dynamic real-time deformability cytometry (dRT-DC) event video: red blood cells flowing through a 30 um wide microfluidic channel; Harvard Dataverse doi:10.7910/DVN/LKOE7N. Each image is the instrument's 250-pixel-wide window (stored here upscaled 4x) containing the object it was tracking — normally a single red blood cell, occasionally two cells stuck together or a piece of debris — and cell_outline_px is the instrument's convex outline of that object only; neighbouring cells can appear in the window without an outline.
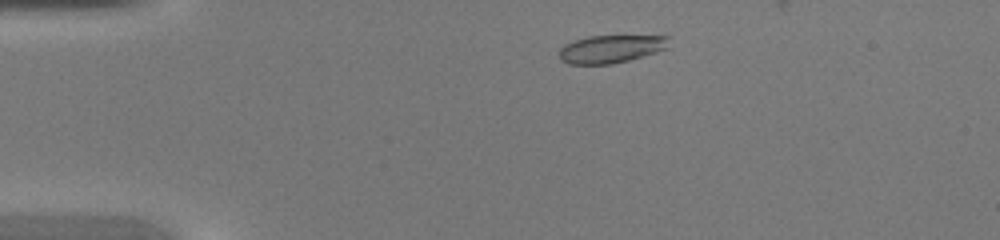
{"species": "common noctule bat (a hibernating species)", "species_latin": "Nyctalus noctula", "temperature_condition": "warm", "stored_images_in_passage": 40, "camera_frame_rate_fps": 3000, "um_per_image_px": 0.085, "animal": {"sex": "female", "body_mass_g": 20.0, "forearm_length_mm": 54.0}, "frame": {"image": 1, "passage_image": 4, "time_ms": 1.0, "image_size_px": [1000, 240], "cell_outline_px": [[672, 36], [668, 48], [656, 52], [628, 60], [612, 64], [568, 64], [560, 60], [560, 48], [564, 44], [588, 36]], "centroid_in_image_um": [51.95, 4.16], "position_along_channel_um": 33.0, "area_um2": 17.86}}
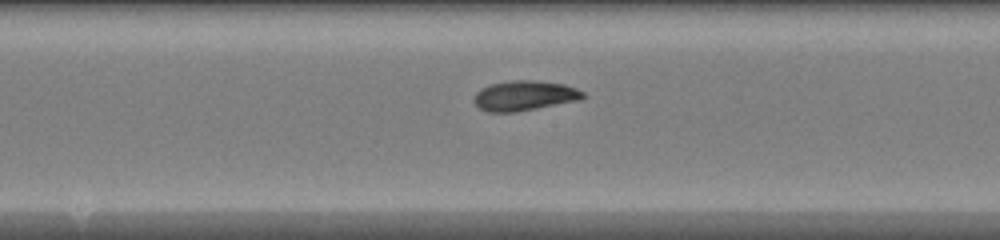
{"frame": {"image": 2, "passage_image": 19, "time_ms": 6.0, "image_size_px": [1000, 240], "cell_outline_px": [[588, 96], [580, 100], [516, 112], [488, 112], [480, 108], [472, 100], [476, 92], [480, 88], [492, 84], [512, 80], [536, 80], [564, 84], [576, 88], [584, 92]], "centroid_in_image_um": [44.6, 8.13], "position_along_channel_um": 203.6, "area_um2": 19.19}}
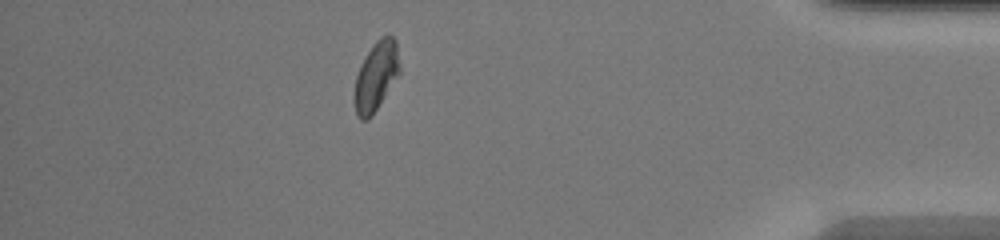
{"frame": {"image": 3, "passage_image": 35, "time_ms": 11.333, "image_size_px": [1000, 240], "cell_outline_px": [[400, 72], [372, 116], [368, 120], [360, 120], [356, 112], [352, 100], [352, 96], [356, 76], [360, 64], [372, 44], [380, 36], [388, 32], [396, 40], [400, 64]], "centroid_in_image_um": [31.94, 6.45], "position_along_channel_um": 403.3, "area_um2": 18.73}}